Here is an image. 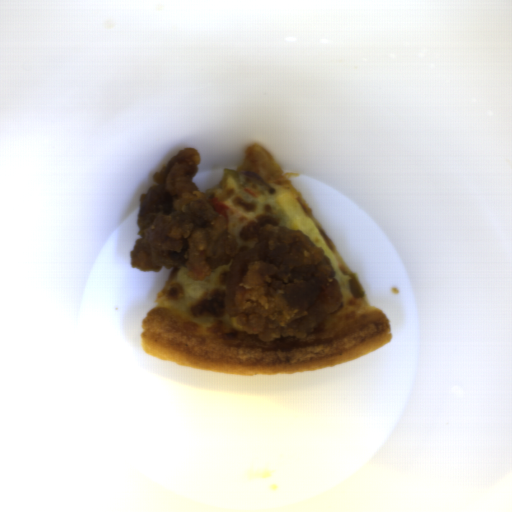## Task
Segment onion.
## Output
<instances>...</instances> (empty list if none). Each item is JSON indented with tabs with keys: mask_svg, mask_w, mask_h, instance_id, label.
<instances>
[{
	"mask_svg": "<svg viewBox=\"0 0 512 512\" xmlns=\"http://www.w3.org/2000/svg\"><path fill=\"white\" fill-rule=\"evenodd\" d=\"M242 174H243L244 179H246L247 181H252V182L257 183L258 185L265 188L268 193L272 194L274 189L269 184H267L260 176H258L255 172L247 171V172H242Z\"/></svg>",
	"mask_w": 512,
	"mask_h": 512,
	"instance_id": "obj_1",
	"label": "onion"
}]
</instances>
